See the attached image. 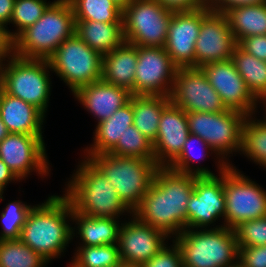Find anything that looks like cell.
<instances>
[{"instance_id": "6da1fadb", "label": "cell", "mask_w": 266, "mask_h": 267, "mask_svg": "<svg viewBox=\"0 0 266 267\" xmlns=\"http://www.w3.org/2000/svg\"><path fill=\"white\" fill-rule=\"evenodd\" d=\"M195 177L159 167L133 215L142 223L163 231L170 239L175 238L187 229V204Z\"/></svg>"}, {"instance_id": "7a4b0ae2", "label": "cell", "mask_w": 266, "mask_h": 267, "mask_svg": "<svg viewBox=\"0 0 266 267\" xmlns=\"http://www.w3.org/2000/svg\"><path fill=\"white\" fill-rule=\"evenodd\" d=\"M69 221H72L69 200L64 195H51L29 211L19 239L51 263L73 241Z\"/></svg>"}, {"instance_id": "3957f363", "label": "cell", "mask_w": 266, "mask_h": 267, "mask_svg": "<svg viewBox=\"0 0 266 267\" xmlns=\"http://www.w3.org/2000/svg\"><path fill=\"white\" fill-rule=\"evenodd\" d=\"M63 194L72 209L91 217L120 218L133 212L121 200L102 171L87 157L70 177Z\"/></svg>"}, {"instance_id": "277c9868", "label": "cell", "mask_w": 266, "mask_h": 267, "mask_svg": "<svg viewBox=\"0 0 266 267\" xmlns=\"http://www.w3.org/2000/svg\"><path fill=\"white\" fill-rule=\"evenodd\" d=\"M76 21L68 0H54L42 17L13 41V53L23 58L48 59L75 34Z\"/></svg>"}, {"instance_id": "5b68a950", "label": "cell", "mask_w": 266, "mask_h": 267, "mask_svg": "<svg viewBox=\"0 0 266 267\" xmlns=\"http://www.w3.org/2000/svg\"><path fill=\"white\" fill-rule=\"evenodd\" d=\"M173 240L183 267H227L238 260L236 233L223 225L211 229H185Z\"/></svg>"}, {"instance_id": "8992f818", "label": "cell", "mask_w": 266, "mask_h": 267, "mask_svg": "<svg viewBox=\"0 0 266 267\" xmlns=\"http://www.w3.org/2000/svg\"><path fill=\"white\" fill-rule=\"evenodd\" d=\"M49 70L47 59L23 58L12 53L1 62L0 87L46 114L52 88Z\"/></svg>"}, {"instance_id": "52a82bcc", "label": "cell", "mask_w": 266, "mask_h": 267, "mask_svg": "<svg viewBox=\"0 0 266 267\" xmlns=\"http://www.w3.org/2000/svg\"><path fill=\"white\" fill-rule=\"evenodd\" d=\"M108 178L124 204L133 212L149 190L156 171L155 161L135 157H118L110 153L85 155Z\"/></svg>"}, {"instance_id": "ba28073f", "label": "cell", "mask_w": 266, "mask_h": 267, "mask_svg": "<svg viewBox=\"0 0 266 267\" xmlns=\"http://www.w3.org/2000/svg\"><path fill=\"white\" fill-rule=\"evenodd\" d=\"M245 117L230 109L220 113L187 112L189 133L198 135L214 150L219 174L231 165L228 155L233 156L241 150V128Z\"/></svg>"}, {"instance_id": "9c48e42d", "label": "cell", "mask_w": 266, "mask_h": 267, "mask_svg": "<svg viewBox=\"0 0 266 267\" xmlns=\"http://www.w3.org/2000/svg\"><path fill=\"white\" fill-rule=\"evenodd\" d=\"M47 60L51 71L66 83L72 94L102 79L103 56L91 49L76 33L61 43Z\"/></svg>"}, {"instance_id": "30bf717a", "label": "cell", "mask_w": 266, "mask_h": 267, "mask_svg": "<svg viewBox=\"0 0 266 267\" xmlns=\"http://www.w3.org/2000/svg\"><path fill=\"white\" fill-rule=\"evenodd\" d=\"M173 10L156 0H132L122 9L125 42L140 47H164Z\"/></svg>"}, {"instance_id": "8fae6325", "label": "cell", "mask_w": 266, "mask_h": 267, "mask_svg": "<svg viewBox=\"0 0 266 267\" xmlns=\"http://www.w3.org/2000/svg\"><path fill=\"white\" fill-rule=\"evenodd\" d=\"M225 216L223 226L235 229L242 222L266 216V190L231 163L223 171Z\"/></svg>"}, {"instance_id": "7c38bea8", "label": "cell", "mask_w": 266, "mask_h": 267, "mask_svg": "<svg viewBox=\"0 0 266 267\" xmlns=\"http://www.w3.org/2000/svg\"><path fill=\"white\" fill-rule=\"evenodd\" d=\"M169 97L185 112L220 113L227 109L201 68H178Z\"/></svg>"}, {"instance_id": "4fadbf2b", "label": "cell", "mask_w": 266, "mask_h": 267, "mask_svg": "<svg viewBox=\"0 0 266 267\" xmlns=\"http://www.w3.org/2000/svg\"><path fill=\"white\" fill-rule=\"evenodd\" d=\"M43 138V136L9 133L0 142V158L19 182L29 177L32 172L43 178L48 176L51 168Z\"/></svg>"}, {"instance_id": "5bb4252c", "label": "cell", "mask_w": 266, "mask_h": 267, "mask_svg": "<svg viewBox=\"0 0 266 267\" xmlns=\"http://www.w3.org/2000/svg\"><path fill=\"white\" fill-rule=\"evenodd\" d=\"M178 67L164 47L138 46L134 89L131 95L170 96Z\"/></svg>"}, {"instance_id": "9a60e30c", "label": "cell", "mask_w": 266, "mask_h": 267, "mask_svg": "<svg viewBox=\"0 0 266 267\" xmlns=\"http://www.w3.org/2000/svg\"><path fill=\"white\" fill-rule=\"evenodd\" d=\"M224 216L223 172L216 176H196L187 204V229H211L216 220L221 217L223 220Z\"/></svg>"}, {"instance_id": "2e32d148", "label": "cell", "mask_w": 266, "mask_h": 267, "mask_svg": "<svg viewBox=\"0 0 266 267\" xmlns=\"http://www.w3.org/2000/svg\"><path fill=\"white\" fill-rule=\"evenodd\" d=\"M211 12L208 7L173 11L164 46L178 68L195 67V44L202 20Z\"/></svg>"}, {"instance_id": "e0dca14e", "label": "cell", "mask_w": 266, "mask_h": 267, "mask_svg": "<svg viewBox=\"0 0 266 267\" xmlns=\"http://www.w3.org/2000/svg\"><path fill=\"white\" fill-rule=\"evenodd\" d=\"M201 69L227 109L246 116L257 112L258 100L251 94L231 60L208 63Z\"/></svg>"}, {"instance_id": "ac0fdd59", "label": "cell", "mask_w": 266, "mask_h": 267, "mask_svg": "<svg viewBox=\"0 0 266 267\" xmlns=\"http://www.w3.org/2000/svg\"><path fill=\"white\" fill-rule=\"evenodd\" d=\"M237 45L226 16L211 11L201 22L195 44V68L231 60Z\"/></svg>"}, {"instance_id": "d6986e66", "label": "cell", "mask_w": 266, "mask_h": 267, "mask_svg": "<svg viewBox=\"0 0 266 267\" xmlns=\"http://www.w3.org/2000/svg\"><path fill=\"white\" fill-rule=\"evenodd\" d=\"M122 222L119 232L121 262L142 266L166 245L170 237L163 231L139 221L133 214Z\"/></svg>"}, {"instance_id": "ffe728a7", "label": "cell", "mask_w": 266, "mask_h": 267, "mask_svg": "<svg viewBox=\"0 0 266 267\" xmlns=\"http://www.w3.org/2000/svg\"><path fill=\"white\" fill-rule=\"evenodd\" d=\"M189 135L187 112L170 103L162 112L153 144L155 162L167 167L182 151Z\"/></svg>"}, {"instance_id": "44dd1931", "label": "cell", "mask_w": 266, "mask_h": 267, "mask_svg": "<svg viewBox=\"0 0 266 267\" xmlns=\"http://www.w3.org/2000/svg\"><path fill=\"white\" fill-rule=\"evenodd\" d=\"M73 95L97 119V124L122 108L131 97L127 89L106 83L102 79L77 89Z\"/></svg>"}, {"instance_id": "7402d4cb", "label": "cell", "mask_w": 266, "mask_h": 267, "mask_svg": "<svg viewBox=\"0 0 266 267\" xmlns=\"http://www.w3.org/2000/svg\"><path fill=\"white\" fill-rule=\"evenodd\" d=\"M45 117L36 106L7 94L0 87V118L9 133L43 136Z\"/></svg>"}, {"instance_id": "603a6c76", "label": "cell", "mask_w": 266, "mask_h": 267, "mask_svg": "<svg viewBox=\"0 0 266 267\" xmlns=\"http://www.w3.org/2000/svg\"><path fill=\"white\" fill-rule=\"evenodd\" d=\"M138 46L124 42L103 55L102 80L131 92L134 89Z\"/></svg>"}, {"instance_id": "cb8c5ba5", "label": "cell", "mask_w": 266, "mask_h": 267, "mask_svg": "<svg viewBox=\"0 0 266 267\" xmlns=\"http://www.w3.org/2000/svg\"><path fill=\"white\" fill-rule=\"evenodd\" d=\"M118 219L120 218L91 217L72 209V222L78 225L76 228L72 227V238L79 235L76 237L82 241L80 246L118 244L122 225Z\"/></svg>"}, {"instance_id": "d4e9b609", "label": "cell", "mask_w": 266, "mask_h": 267, "mask_svg": "<svg viewBox=\"0 0 266 267\" xmlns=\"http://www.w3.org/2000/svg\"><path fill=\"white\" fill-rule=\"evenodd\" d=\"M133 125V105L129 101L108 119L96 124L93 144L84 149L85 155L109 153L118 143L127 128Z\"/></svg>"}, {"instance_id": "484cf974", "label": "cell", "mask_w": 266, "mask_h": 267, "mask_svg": "<svg viewBox=\"0 0 266 267\" xmlns=\"http://www.w3.org/2000/svg\"><path fill=\"white\" fill-rule=\"evenodd\" d=\"M75 21L76 35L102 56L125 42L123 22Z\"/></svg>"}, {"instance_id": "4316f807", "label": "cell", "mask_w": 266, "mask_h": 267, "mask_svg": "<svg viewBox=\"0 0 266 267\" xmlns=\"http://www.w3.org/2000/svg\"><path fill=\"white\" fill-rule=\"evenodd\" d=\"M129 101L133 105V125L153 143L157 137L161 114L171 103L170 97L131 95Z\"/></svg>"}, {"instance_id": "83f0119b", "label": "cell", "mask_w": 266, "mask_h": 267, "mask_svg": "<svg viewBox=\"0 0 266 267\" xmlns=\"http://www.w3.org/2000/svg\"><path fill=\"white\" fill-rule=\"evenodd\" d=\"M223 14L237 44L248 36L266 35V0L259 4L232 7Z\"/></svg>"}, {"instance_id": "f1b7e54d", "label": "cell", "mask_w": 266, "mask_h": 267, "mask_svg": "<svg viewBox=\"0 0 266 267\" xmlns=\"http://www.w3.org/2000/svg\"><path fill=\"white\" fill-rule=\"evenodd\" d=\"M236 70L251 94L259 101L266 97V61L259 60L236 45L231 56Z\"/></svg>"}, {"instance_id": "f546056e", "label": "cell", "mask_w": 266, "mask_h": 267, "mask_svg": "<svg viewBox=\"0 0 266 267\" xmlns=\"http://www.w3.org/2000/svg\"><path fill=\"white\" fill-rule=\"evenodd\" d=\"M246 116L241 128L240 152L266 169V123Z\"/></svg>"}, {"instance_id": "4dcf8cb0", "label": "cell", "mask_w": 266, "mask_h": 267, "mask_svg": "<svg viewBox=\"0 0 266 267\" xmlns=\"http://www.w3.org/2000/svg\"><path fill=\"white\" fill-rule=\"evenodd\" d=\"M198 145H201V149H203L199 153L200 156L198 154L197 155L194 154V153H198V152H194L195 151L194 146L197 147ZM210 151H211V155L212 153H215L214 150L202 138H200L198 135L189 133L186 139V142L184 143L182 151L167 167L176 172L189 174V175L216 176L215 173H213L210 169L206 167L196 166V168L195 167L194 169L192 168L194 166L193 165L194 162L197 163L199 159L200 160L203 159L202 157L204 158L206 156L208 157V153L210 154Z\"/></svg>"}, {"instance_id": "1f68e13d", "label": "cell", "mask_w": 266, "mask_h": 267, "mask_svg": "<svg viewBox=\"0 0 266 267\" xmlns=\"http://www.w3.org/2000/svg\"><path fill=\"white\" fill-rule=\"evenodd\" d=\"M75 20L123 22L122 8L113 0H68Z\"/></svg>"}, {"instance_id": "d6a6232c", "label": "cell", "mask_w": 266, "mask_h": 267, "mask_svg": "<svg viewBox=\"0 0 266 267\" xmlns=\"http://www.w3.org/2000/svg\"><path fill=\"white\" fill-rule=\"evenodd\" d=\"M48 263L20 239L0 241V267H45Z\"/></svg>"}, {"instance_id": "836d02e7", "label": "cell", "mask_w": 266, "mask_h": 267, "mask_svg": "<svg viewBox=\"0 0 266 267\" xmlns=\"http://www.w3.org/2000/svg\"><path fill=\"white\" fill-rule=\"evenodd\" d=\"M77 248L69 262L72 267H114L121 262L118 244Z\"/></svg>"}, {"instance_id": "e575fe53", "label": "cell", "mask_w": 266, "mask_h": 267, "mask_svg": "<svg viewBox=\"0 0 266 267\" xmlns=\"http://www.w3.org/2000/svg\"><path fill=\"white\" fill-rule=\"evenodd\" d=\"M109 153L118 157H135L155 161L152 142L134 125L127 128Z\"/></svg>"}, {"instance_id": "d590c367", "label": "cell", "mask_w": 266, "mask_h": 267, "mask_svg": "<svg viewBox=\"0 0 266 267\" xmlns=\"http://www.w3.org/2000/svg\"><path fill=\"white\" fill-rule=\"evenodd\" d=\"M52 2L47 0H15L10 23L14 32L7 29L8 36L14 41L24 30L36 23Z\"/></svg>"}, {"instance_id": "8d00e7d4", "label": "cell", "mask_w": 266, "mask_h": 267, "mask_svg": "<svg viewBox=\"0 0 266 267\" xmlns=\"http://www.w3.org/2000/svg\"><path fill=\"white\" fill-rule=\"evenodd\" d=\"M32 207V205L25 204L20 200L7 204L0 214L2 225L0 241L20 238L21 230Z\"/></svg>"}, {"instance_id": "74e56055", "label": "cell", "mask_w": 266, "mask_h": 267, "mask_svg": "<svg viewBox=\"0 0 266 267\" xmlns=\"http://www.w3.org/2000/svg\"><path fill=\"white\" fill-rule=\"evenodd\" d=\"M234 231L238 247L266 245V216L242 222Z\"/></svg>"}, {"instance_id": "f35d334b", "label": "cell", "mask_w": 266, "mask_h": 267, "mask_svg": "<svg viewBox=\"0 0 266 267\" xmlns=\"http://www.w3.org/2000/svg\"><path fill=\"white\" fill-rule=\"evenodd\" d=\"M167 244L141 267H183L182 254L177 243Z\"/></svg>"}, {"instance_id": "ab89813d", "label": "cell", "mask_w": 266, "mask_h": 267, "mask_svg": "<svg viewBox=\"0 0 266 267\" xmlns=\"http://www.w3.org/2000/svg\"><path fill=\"white\" fill-rule=\"evenodd\" d=\"M238 261L244 267H266V245L238 247Z\"/></svg>"}, {"instance_id": "60d3db41", "label": "cell", "mask_w": 266, "mask_h": 267, "mask_svg": "<svg viewBox=\"0 0 266 267\" xmlns=\"http://www.w3.org/2000/svg\"><path fill=\"white\" fill-rule=\"evenodd\" d=\"M238 45L257 59L266 61V35L248 36Z\"/></svg>"}, {"instance_id": "b9f144b4", "label": "cell", "mask_w": 266, "mask_h": 267, "mask_svg": "<svg viewBox=\"0 0 266 267\" xmlns=\"http://www.w3.org/2000/svg\"><path fill=\"white\" fill-rule=\"evenodd\" d=\"M265 0H207L206 7L213 12L224 13L232 7L259 4Z\"/></svg>"}, {"instance_id": "7bdbcfd3", "label": "cell", "mask_w": 266, "mask_h": 267, "mask_svg": "<svg viewBox=\"0 0 266 267\" xmlns=\"http://www.w3.org/2000/svg\"><path fill=\"white\" fill-rule=\"evenodd\" d=\"M163 7L173 11H189L206 7L207 0H156Z\"/></svg>"}, {"instance_id": "ee69618b", "label": "cell", "mask_w": 266, "mask_h": 267, "mask_svg": "<svg viewBox=\"0 0 266 267\" xmlns=\"http://www.w3.org/2000/svg\"><path fill=\"white\" fill-rule=\"evenodd\" d=\"M13 53V41L8 36L7 30L0 25V61L3 62Z\"/></svg>"}, {"instance_id": "f6af8a7d", "label": "cell", "mask_w": 266, "mask_h": 267, "mask_svg": "<svg viewBox=\"0 0 266 267\" xmlns=\"http://www.w3.org/2000/svg\"><path fill=\"white\" fill-rule=\"evenodd\" d=\"M15 0H0V25L7 30L10 25ZM9 23V24H8Z\"/></svg>"}, {"instance_id": "bcb514c9", "label": "cell", "mask_w": 266, "mask_h": 267, "mask_svg": "<svg viewBox=\"0 0 266 267\" xmlns=\"http://www.w3.org/2000/svg\"><path fill=\"white\" fill-rule=\"evenodd\" d=\"M19 179L0 158V185L5 189L7 184ZM10 181V182H9Z\"/></svg>"}, {"instance_id": "7dc6e473", "label": "cell", "mask_w": 266, "mask_h": 267, "mask_svg": "<svg viewBox=\"0 0 266 267\" xmlns=\"http://www.w3.org/2000/svg\"><path fill=\"white\" fill-rule=\"evenodd\" d=\"M9 134L7 126L2 122L0 118V142Z\"/></svg>"}, {"instance_id": "c3c4849f", "label": "cell", "mask_w": 266, "mask_h": 267, "mask_svg": "<svg viewBox=\"0 0 266 267\" xmlns=\"http://www.w3.org/2000/svg\"><path fill=\"white\" fill-rule=\"evenodd\" d=\"M116 2L122 9L125 8L132 0H113Z\"/></svg>"}, {"instance_id": "681fc988", "label": "cell", "mask_w": 266, "mask_h": 267, "mask_svg": "<svg viewBox=\"0 0 266 267\" xmlns=\"http://www.w3.org/2000/svg\"><path fill=\"white\" fill-rule=\"evenodd\" d=\"M114 267H141L139 265H133L130 263L120 262L117 266Z\"/></svg>"}, {"instance_id": "f907efd6", "label": "cell", "mask_w": 266, "mask_h": 267, "mask_svg": "<svg viewBox=\"0 0 266 267\" xmlns=\"http://www.w3.org/2000/svg\"><path fill=\"white\" fill-rule=\"evenodd\" d=\"M258 103L260 104V103H263L264 105H263V107H265L264 109H265V115H264V117H263V121L266 123V97H264V98H262V99H260L259 101H258Z\"/></svg>"}, {"instance_id": "816d5d0a", "label": "cell", "mask_w": 266, "mask_h": 267, "mask_svg": "<svg viewBox=\"0 0 266 267\" xmlns=\"http://www.w3.org/2000/svg\"><path fill=\"white\" fill-rule=\"evenodd\" d=\"M227 267H244L238 260L233 263L232 265H229Z\"/></svg>"}, {"instance_id": "f5cc1de1", "label": "cell", "mask_w": 266, "mask_h": 267, "mask_svg": "<svg viewBox=\"0 0 266 267\" xmlns=\"http://www.w3.org/2000/svg\"><path fill=\"white\" fill-rule=\"evenodd\" d=\"M3 193H4V188L0 185V201H3Z\"/></svg>"}]
</instances>
